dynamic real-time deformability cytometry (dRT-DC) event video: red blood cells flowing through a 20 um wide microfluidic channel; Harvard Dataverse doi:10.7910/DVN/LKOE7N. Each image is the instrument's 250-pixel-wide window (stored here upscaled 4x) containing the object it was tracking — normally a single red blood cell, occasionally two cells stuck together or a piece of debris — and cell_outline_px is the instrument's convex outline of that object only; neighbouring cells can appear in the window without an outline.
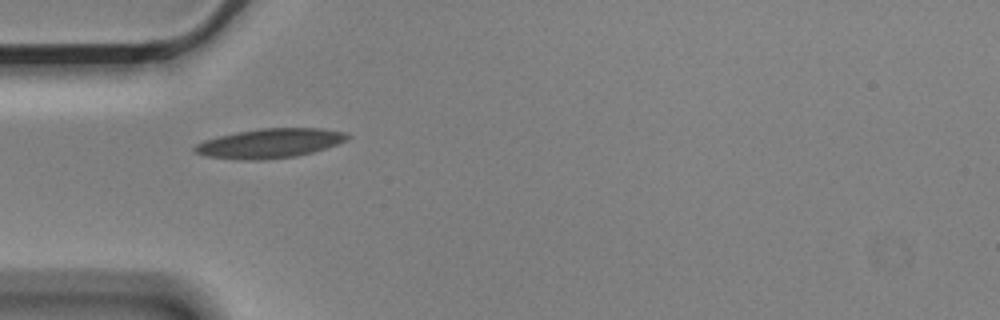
{"species": "Egyptian fruit bat (a non-hibernating species)", "species_latin": "Rousettus aegyptiacus", "temperature_condition": "cold", "stored_images_in_passage": 4, "camera_frame_rate_fps": 3000, "um_per_image_px": 0.085, "animal": {"sex": "male"}, "frame": {"image": 1, "passage_image": 1, "time_ms": 0.0, "image_size_px": [1000, 320], "cell_outline_px": [[352, 136], [348, 140], [312, 152], [296, 156], [264, 160], [240, 160], [204, 156], [192, 152], [192, 148], [196, 144], [204, 140], [236, 132], [260, 128], [324, 128], [348, 132]], "centroid_in_image_um": [22.93, 12.18], "position_along_channel_um": 62.1, "area_um2": 26.47}}
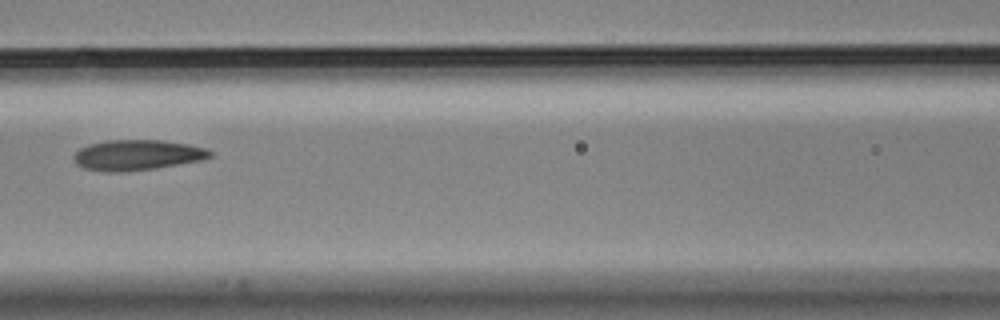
{"frame": {"image": 2, "passage_image": 3, "time_ms": 0.667, "image_size_px": [1000, 320], "cell_outline_px": [[212, 156], [204, 160], [156, 168], [124, 172], [104, 172], [84, 168], [76, 164], [72, 160], [72, 156], [80, 148], [88, 144], [108, 140], [160, 140], [188, 144], [208, 148], [212, 152]], "centroid_in_image_um": [11.66, 13.18], "position_along_channel_um": 154.9, "area_um2": 24.51}}
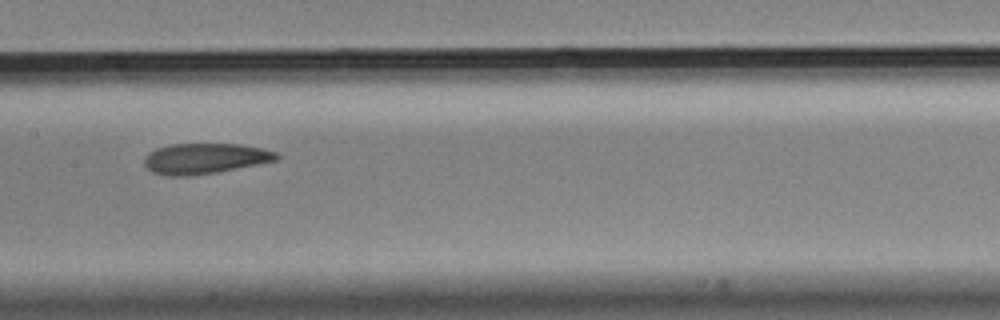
{"frame": {"image": 3, "passage_image": 4, "time_ms": 1.0, "image_size_px": [1000, 320], "cell_outline_px": [[280, 156], [276, 160], [260, 164], [216, 172], [192, 176], [168, 176], [152, 172], [144, 164], [144, 156], [148, 152], [156, 148], [168, 144], [240, 144], [260, 148], [276, 152]], "centroid_in_image_um": [17.38, 13.47], "position_along_channel_um": 190.0, "area_um2": 23.64}}